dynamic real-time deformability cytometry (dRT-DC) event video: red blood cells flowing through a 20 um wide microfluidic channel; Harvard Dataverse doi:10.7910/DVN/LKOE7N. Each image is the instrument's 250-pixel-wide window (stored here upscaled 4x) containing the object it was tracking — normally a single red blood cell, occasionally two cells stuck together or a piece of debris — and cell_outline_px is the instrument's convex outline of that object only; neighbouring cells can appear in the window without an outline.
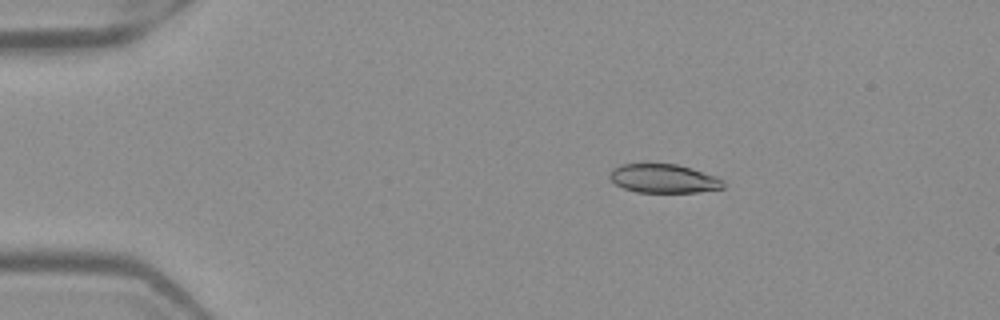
{"species": "Egyptian fruit bat (a non-hibernating species)", "species_latin": "Rousettus aegyptiacus", "temperature_condition": "warm", "stored_images_in_passage": 43, "camera_frame_rate_fps": 3000, "um_per_image_px": 0.085, "frame": {"image": 1, "passage_image": 1, "time_ms": 0.0, "image_size_px": [1000, 320], "cell_outline_px": [[724, 188], [696, 192], [636, 192], [624, 188], [616, 184], [608, 176], [608, 172], [612, 168], [620, 164], [676, 164], [692, 168], [716, 176], [724, 180]], "centroid_in_image_um": [56.4, 15.17], "position_along_channel_um": 28.6, "area_um2": 19.13}}
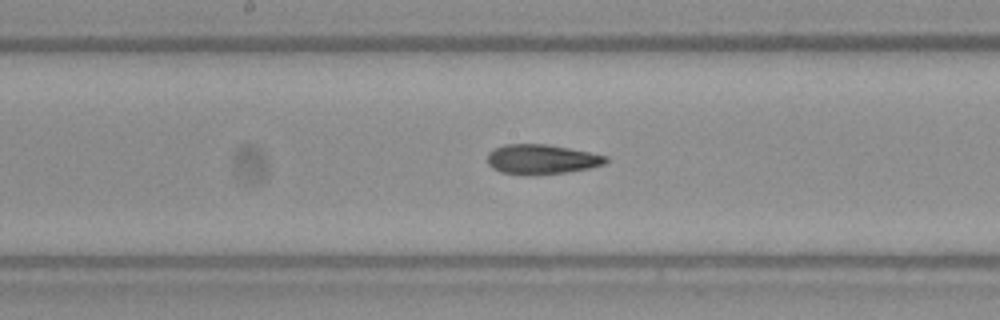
{"frame": {"image": 2, "passage_image": 19, "time_ms": 6.0, "image_size_px": [1000, 320], "cell_outline_px": [[608, 160], [604, 164], [592, 168], [568, 172], [532, 176], [500, 172], [492, 168], [488, 164], [488, 152], [492, 148], [504, 144], [548, 144], [608, 156]], "centroid_in_image_um": [46.01, 13.55], "position_along_channel_um": 202.2, "area_um2": 20.87}}
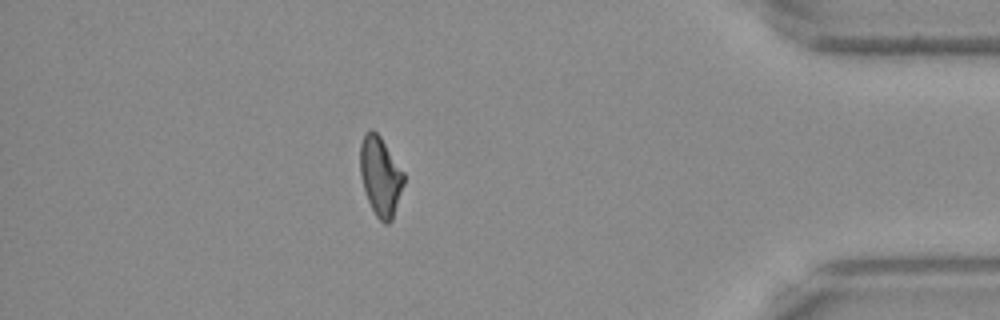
{"frame": {"image": 3, "passage_image": 37, "time_ms": 12.0, "image_size_px": [1000, 320], "cell_outline_px": [[404, 184], [392, 220], [388, 224], [384, 224], [376, 216], [368, 200], [360, 176], [360, 144], [364, 132], [372, 128], [380, 136], [404, 172]], "centroid_in_image_um": [32.33, 14.96], "position_along_channel_um": 402.9, "area_um2": 20.17}, "authors_computed_cell_mechanics": {"area_um2": 20.5768, "velocity_mm_per_s": 3.9996, "shape_relaxation_time_tau1_ms": null, "shape_relaxation_time_tau2_ms": 4.6726, "deformation_change_tau1": null, "deformation_change_tau2": 0.11}}